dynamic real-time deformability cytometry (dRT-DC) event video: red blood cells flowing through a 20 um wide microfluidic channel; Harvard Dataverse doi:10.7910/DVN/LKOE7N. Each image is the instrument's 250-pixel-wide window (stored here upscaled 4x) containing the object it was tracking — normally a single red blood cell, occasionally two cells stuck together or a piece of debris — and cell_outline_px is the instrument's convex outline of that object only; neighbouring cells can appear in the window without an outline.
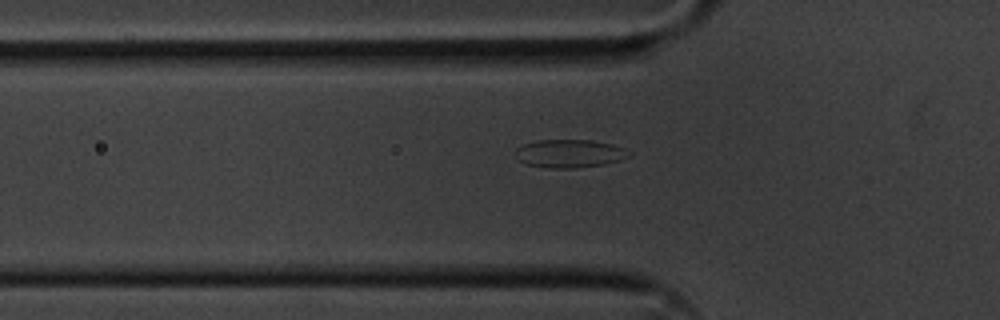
{"species": "common noctule bat (a hibernating species)", "species_latin": "Nyctalus noctula", "temperature_condition": "cold", "stored_images_in_passage": 37, "camera_frame_rate_fps": 3000, "um_per_image_px": 0.085, "animal": {"sex": "male", "body_mass_g": 20.1, "forearm_length_mm": 53.5}, "frame": {"image": 1, "passage_image": 2, "time_ms": 0.333, "image_size_px": [1000, 320], "cell_outline_px": [[632, 152], [628, 156], [620, 160], [604, 164], [572, 168], [548, 168], [524, 164], [516, 156], [516, 148], [524, 144], [536, 140], [592, 140], [612, 144], [624, 148]], "centroid_in_image_um": [48.4, 13.05], "position_along_channel_um": 77.4, "area_um2": 18.61}}
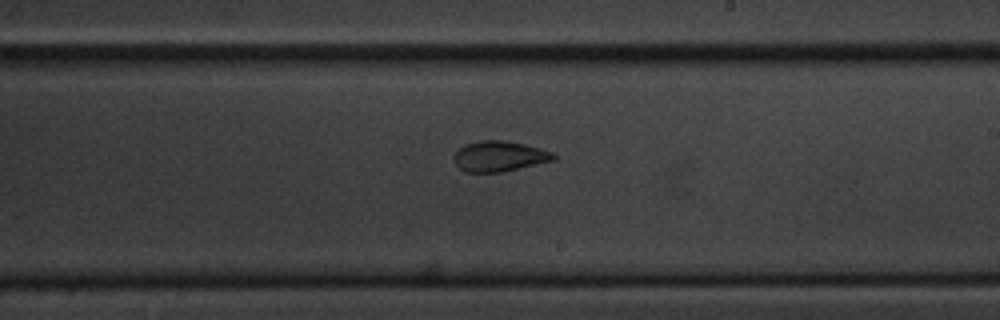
{"frame": {"image": 2, "passage_image": 16, "time_ms": 5.0, "image_size_px": [1000, 320], "cell_outline_px": [[556, 160], [500, 172], [464, 172], [456, 164], [456, 152], [460, 148], [468, 144], [480, 140], [504, 140], [524, 144], [540, 148], [552, 152], [556, 156]], "centroid_in_image_um": [42.49, 13.28], "position_along_channel_um": 246.5, "area_um2": 17.4}}
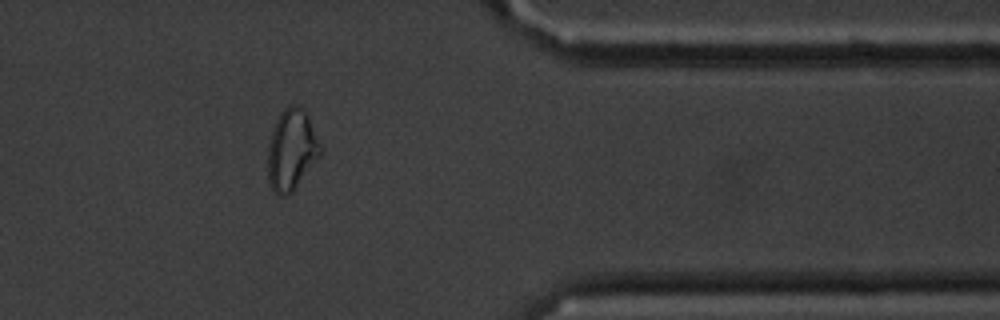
{"frame": {"image": 3, "passage_image": 29, "time_ms": 9.333, "image_size_px": [1000, 320], "cell_outline_px": [[320, 156], [292, 192], [284, 196], [280, 196], [272, 188], [268, 180], [268, 144], [276, 120], [280, 112], [288, 104], [300, 104], [308, 116], [320, 144]], "centroid_in_image_um": [24.77, 12.7], "position_along_channel_um": 386.6, "area_um2": 24.62}, "authors_computed_cell_mechanics": {"area_um2": 18.3226, "velocity_mm_per_s": 3.6075, "shape_relaxation_time_tau1_ms": null, "shape_relaxation_time_tau2_ms": 1.6168, "deformation_change_tau1": null, "deformation_change_tau2": 0.0624}}